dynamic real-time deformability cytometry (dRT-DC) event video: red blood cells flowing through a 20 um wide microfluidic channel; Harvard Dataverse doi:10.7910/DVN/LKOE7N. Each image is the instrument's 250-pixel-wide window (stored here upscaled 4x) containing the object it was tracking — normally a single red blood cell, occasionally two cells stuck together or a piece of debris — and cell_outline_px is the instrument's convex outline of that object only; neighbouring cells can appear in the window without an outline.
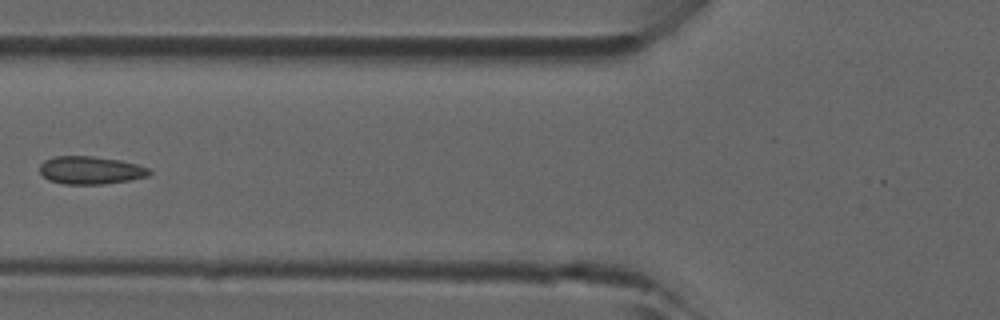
{"species": "common noctule bat (a hibernating species)", "species_latin": "Nyctalus noctula", "temperature_condition": "room temperature", "stored_images_in_passage": 5, "camera_frame_rate_fps": 3000, "um_per_image_px": 0.085, "animal": {"sex": "male", "forearm_length_mm": 52.5}, "frame": {"image": 1, "passage_image": 5, "time_ms": 1.333, "image_size_px": [1000, 320], "cell_outline_px": [[152, 172], [148, 176], [128, 180], [104, 184], [64, 184], [48, 180], [40, 172], [40, 164], [44, 160], [52, 156], [92, 156], [120, 160], [136, 164], [148, 168]], "centroid_in_image_um": [7.67, 14.46], "position_along_channel_um": 118.1, "area_um2": 17.8}}